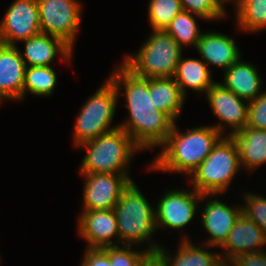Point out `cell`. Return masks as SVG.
<instances>
[{
	"label": "cell",
	"mask_w": 266,
	"mask_h": 266,
	"mask_svg": "<svg viewBox=\"0 0 266 266\" xmlns=\"http://www.w3.org/2000/svg\"><path fill=\"white\" fill-rule=\"evenodd\" d=\"M120 96L122 84L125 89L129 118L120 124L134 143L141 149L162 146L171 133L174 121L154 106L149 94V79L135 75L123 63L109 77Z\"/></svg>",
	"instance_id": "6da1fadb"
},
{
	"label": "cell",
	"mask_w": 266,
	"mask_h": 266,
	"mask_svg": "<svg viewBox=\"0 0 266 266\" xmlns=\"http://www.w3.org/2000/svg\"><path fill=\"white\" fill-rule=\"evenodd\" d=\"M223 125L202 126L180 133L174 123L171 133L162 144L163 150L150 167L168 172H183L190 176L223 137Z\"/></svg>",
	"instance_id": "7a4b0ae2"
},
{
	"label": "cell",
	"mask_w": 266,
	"mask_h": 266,
	"mask_svg": "<svg viewBox=\"0 0 266 266\" xmlns=\"http://www.w3.org/2000/svg\"><path fill=\"white\" fill-rule=\"evenodd\" d=\"M80 146L87 148L80 173L125 174L133 182L127 173L126 165L134 151L141 149L125 130L119 127Z\"/></svg>",
	"instance_id": "3957f363"
},
{
	"label": "cell",
	"mask_w": 266,
	"mask_h": 266,
	"mask_svg": "<svg viewBox=\"0 0 266 266\" xmlns=\"http://www.w3.org/2000/svg\"><path fill=\"white\" fill-rule=\"evenodd\" d=\"M241 167L238 147L231 135L218 141L211 153L190 174L193 188L202 195L225 192Z\"/></svg>",
	"instance_id": "277c9868"
},
{
	"label": "cell",
	"mask_w": 266,
	"mask_h": 266,
	"mask_svg": "<svg viewBox=\"0 0 266 266\" xmlns=\"http://www.w3.org/2000/svg\"><path fill=\"white\" fill-rule=\"evenodd\" d=\"M182 56V48L165 30L153 34L133 55H127L123 64L143 78L173 77Z\"/></svg>",
	"instance_id": "5b68a950"
},
{
	"label": "cell",
	"mask_w": 266,
	"mask_h": 266,
	"mask_svg": "<svg viewBox=\"0 0 266 266\" xmlns=\"http://www.w3.org/2000/svg\"><path fill=\"white\" fill-rule=\"evenodd\" d=\"M117 218L119 241L117 246L142 243L156 230L155 209L140 192L135 182H131L121 193L114 207ZM121 241V242H120Z\"/></svg>",
	"instance_id": "8992f818"
},
{
	"label": "cell",
	"mask_w": 266,
	"mask_h": 266,
	"mask_svg": "<svg viewBox=\"0 0 266 266\" xmlns=\"http://www.w3.org/2000/svg\"><path fill=\"white\" fill-rule=\"evenodd\" d=\"M117 98L119 96L115 85L108 78L107 82L83 104L74 126L75 146L80 147L81 144L120 127H110L116 112Z\"/></svg>",
	"instance_id": "52a82bcc"
},
{
	"label": "cell",
	"mask_w": 266,
	"mask_h": 266,
	"mask_svg": "<svg viewBox=\"0 0 266 266\" xmlns=\"http://www.w3.org/2000/svg\"><path fill=\"white\" fill-rule=\"evenodd\" d=\"M41 32L61 38L72 49L81 22V4L76 0H37Z\"/></svg>",
	"instance_id": "ba28073f"
},
{
	"label": "cell",
	"mask_w": 266,
	"mask_h": 266,
	"mask_svg": "<svg viewBox=\"0 0 266 266\" xmlns=\"http://www.w3.org/2000/svg\"><path fill=\"white\" fill-rule=\"evenodd\" d=\"M40 32L37 0H15L0 22V43L15 46L17 40L23 42Z\"/></svg>",
	"instance_id": "9c48e42d"
},
{
	"label": "cell",
	"mask_w": 266,
	"mask_h": 266,
	"mask_svg": "<svg viewBox=\"0 0 266 266\" xmlns=\"http://www.w3.org/2000/svg\"><path fill=\"white\" fill-rule=\"evenodd\" d=\"M85 180L84 211L114 209L121 193L132 182L125 174L80 173Z\"/></svg>",
	"instance_id": "30bf717a"
},
{
	"label": "cell",
	"mask_w": 266,
	"mask_h": 266,
	"mask_svg": "<svg viewBox=\"0 0 266 266\" xmlns=\"http://www.w3.org/2000/svg\"><path fill=\"white\" fill-rule=\"evenodd\" d=\"M190 190H169L160 199L155 211L156 227H169L181 229L194 218L198 208V202L211 195H202L195 189ZM199 199V201H198Z\"/></svg>",
	"instance_id": "8fae6325"
},
{
	"label": "cell",
	"mask_w": 266,
	"mask_h": 266,
	"mask_svg": "<svg viewBox=\"0 0 266 266\" xmlns=\"http://www.w3.org/2000/svg\"><path fill=\"white\" fill-rule=\"evenodd\" d=\"M78 232L89 244L87 248L117 246L112 237L118 236L114 209L83 211L78 221Z\"/></svg>",
	"instance_id": "7c38bea8"
},
{
	"label": "cell",
	"mask_w": 266,
	"mask_h": 266,
	"mask_svg": "<svg viewBox=\"0 0 266 266\" xmlns=\"http://www.w3.org/2000/svg\"><path fill=\"white\" fill-rule=\"evenodd\" d=\"M206 96L213 114L232 127L233 130L228 135L247 126L249 102L246 105L243 102L246 100L217 82L206 92Z\"/></svg>",
	"instance_id": "4fadbf2b"
},
{
	"label": "cell",
	"mask_w": 266,
	"mask_h": 266,
	"mask_svg": "<svg viewBox=\"0 0 266 266\" xmlns=\"http://www.w3.org/2000/svg\"><path fill=\"white\" fill-rule=\"evenodd\" d=\"M264 244L266 245L265 232L242 213L221 246L225 252V256L220 255L221 260L229 263L239 255L262 251L264 249L260 247Z\"/></svg>",
	"instance_id": "5bb4252c"
},
{
	"label": "cell",
	"mask_w": 266,
	"mask_h": 266,
	"mask_svg": "<svg viewBox=\"0 0 266 266\" xmlns=\"http://www.w3.org/2000/svg\"><path fill=\"white\" fill-rule=\"evenodd\" d=\"M201 213L202 225L211 235L206 244L210 246H222L228 234L242 214V207H230L218 199L208 200Z\"/></svg>",
	"instance_id": "9a60e30c"
},
{
	"label": "cell",
	"mask_w": 266,
	"mask_h": 266,
	"mask_svg": "<svg viewBox=\"0 0 266 266\" xmlns=\"http://www.w3.org/2000/svg\"><path fill=\"white\" fill-rule=\"evenodd\" d=\"M26 65L15 46L0 43V97L21 100Z\"/></svg>",
	"instance_id": "2e32d148"
},
{
	"label": "cell",
	"mask_w": 266,
	"mask_h": 266,
	"mask_svg": "<svg viewBox=\"0 0 266 266\" xmlns=\"http://www.w3.org/2000/svg\"><path fill=\"white\" fill-rule=\"evenodd\" d=\"M25 54L20 51L26 67L50 66L56 55L69 61L72 56V48L61 38L40 32L27 40H24Z\"/></svg>",
	"instance_id": "e0dca14e"
},
{
	"label": "cell",
	"mask_w": 266,
	"mask_h": 266,
	"mask_svg": "<svg viewBox=\"0 0 266 266\" xmlns=\"http://www.w3.org/2000/svg\"><path fill=\"white\" fill-rule=\"evenodd\" d=\"M196 49L207 65L221 67L225 71L241 59L235 41L221 33L207 32L202 34Z\"/></svg>",
	"instance_id": "ac0fdd59"
},
{
	"label": "cell",
	"mask_w": 266,
	"mask_h": 266,
	"mask_svg": "<svg viewBox=\"0 0 266 266\" xmlns=\"http://www.w3.org/2000/svg\"><path fill=\"white\" fill-rule=\"evenodd\" d=\"M224 72V84L221 85L246 102L256 99L262 93V79L252 64L239 59Z\"/></svg>",
	"instance_id": "d6986e66"
},
{
	"label": "cell",
	"mask_w": 266,
	"mask_h": 266,
	"mask_svg": "<svg viewBox=\"0 0 266 266\" xmlns=\"http://www.w3.org/2000/svg\"><path fill=\"white\" fill-rule=\"evenodd\" d=\"M181 240L177 253L173 258L160 245L152 243L148 245V248L151 253H157L167 266H221L223 264L219 253L200 249L187 238Z\"/></svg>",
	"instance_id": "ffe728a7"
},
{
	"label": "cell",
	"mask_w": 266,
	"mask_h": 266,
	"mask_svg": "<svg viewBox=\"0 0 266 266\" xmlns=\"http://www.w3.org/2000/svg\"><path fill=\"white\" fill-rule=\"evenodd\" d=\"M239 151L240 163L254 170L266 163V130L245 127L231 135Z\"/></svg>",
	"instance_id": "44dd1931"
},
{
	"label": "cell",
	"mask_w": 266,
	"mask_h": 266,
	"mask_svg": "<svg viewBox=\"0 0 266 266\" xmlns=\"http://www.w3.org/2000/svg\"><path fill=\"white\" fill-rule=\"evenodd\" d=\"M149 94H152L153 105L175 122L182 112L185 96L174 78H149Z\"/></svg>",
	"instance_id": "7402d4cb"
},
{
	"label": "cell",
	"mask_w": 266,
	"mask_h": 266,
	"mask_svg": "<svg viewBox=\"0 0 266 266\" xmlns=\"http://www.w3.org/2000/svg\"><path fill=\"white\" fill-rule=\"evenodd\" d=\"M209 66L198 59L181 56L173 76L181 92L186 97V88L205 93L216 83L212 80Z\"/></svg>",
	"instance_id": "603a6c76"
},
{
	"label": "cell",
	"mask_w": 266,
	"mask_h": 266,
	"mask_svg": "<svg viewBox=\"0 0 266 266\" xmlns=\"http://www.w3.org/2000/svg\"><path fill=\"white\" fill-rule=\"evenodd\" d=\"M57 83V75L51 66L26 67L22 99L24 94H35L38 96H50Z\"/></svg>",
	"instance_id": "cb8c5ba5"
},
{
	"label": "cell",
	"mask_w": 266,
	"mask_h": 266,
	"mask_svg": "<svg viewBox=\"0 0 266 266\" xmlns=\"http://www.w3.org/2000/svg\"><path fill=\"white\" fill-rule=\"evenodd\" d=\"M194 16V14L182 10L165 28V31L172 36L181 48L184 45H192L196 48L203 34L200 33Z\"/></svg>",
	"instance_id": "d4e9b609"
},
{
	"label": "cell",
	"mask_w": 266,
	"mask_h": 266,
	"mask_svg": "<svg viewBox=\"0 0 266 266\" xmlns=\"http://www.w3.org/2000/svg\"><path fill=\"white\" fill-rule=\"evenodd\" d=\"M236 9L240 29L257 32L266 28V0H241Z\"/></svg>",
	"instance_id": "484cf974"
},
{
	"label": "cell",
	"mask_w": 266,
	"mask_h": 266,
	"mask_svg": "<svg viewBox=\"0 0 266 266\" xmlns=\"http://www.w3.org/2000/svg\"><path fill=\"white\" fill-rule=\"evenodd\" d=\"M182 10L180 0H150L148 17L151 27L153 30H165Z\"/></svg>",
	"instance_id": "4316f807"
},
{
	"label": "cell",
	"mask_w": 266,
	"mask_h": 266,
	"mask_svg": "<svg viewBox=\"0 0 266 266\" xmlns=\"http://www.w3.org/2000/svg\"><path fill=\"white\" fill-rule=\"evenodd\" d=\"M127 247V248H126ZM108 254L111 266H141L144 260L151 254L149 249L134 251L132 245L111 246L103 248Z\"/></svg>",
	"instance_id": "83f0119b"
},
{
	"label": "cell",
	"mask_w": 266,
	"mask_h": 266,
	"mask_svg": "<svg viewBox=\"0 0 266 266\" xmlns=\"http://www.w3.org/2000/svg\"><path fill=\"white\" fill-rule=\"evenodd\" d=\"M182 9L196 14L201 19H221L225 16V6L220 0H180Z\"/></svg>",
	"instance_id": "f1b7e54d"
},
{
	"label": "cell",
	"mask_w": 266,
	"mask_h": 266,
	"mask_svg": "<svg viewBox=\"0 0 266 266\" xmlns=\"http://www.w3.org/2000/svg\"><path fill=\"white\" fill-rule=\"evenodd\" d=\"M246 206H242V213L255 222L266 234V198L252 194H245Z\"/></svg>",
	"instance_id": "f546056e"
},
{
	"label": "cell",
	"mask_w": 266,
	"mask_h": 266,
	"mask_svg": "<svg viewBox=\"0 0 266 266\" xmlns=\"http://www.w3.org/2000/svg\"><path fill=\"white\" fill-rule=\"evenodd\" d=\"M246 127L266 130V91L249 102Z\"/></svg>",
	"instance_id": "4dcf8cb0"
},
{
	"label": "cell",
	"mask_w": 266,
	"mask_h": 266,
	"mask_svg": "<svg viewBox=\"0 0 266 266\" xmlns=\"http://www.w3.org/2000/svg\"><path fill=\"white\" fill-rule=\"evenodd\" d=\"M81 266H111L109 254L103 248H87Z\"/></svg>",
	"instance_id": "1f68e13d"
},
{
	"label": "cell",
	"mask_w": 266,
	"mask_h": 266,
	"mask_svg": "<svg viewBox=\"0 0 266 266\" xmlns=\"http://www.w3.org/2000/svg\"><path fill=\"white\" fill-rule=\"evenodd\" d=\"M230 266H266V252L264 250L246 253L233 258Z\"/></svg>",
	"instance_id": "d6a6232c"
},
{
	"label": "cell",
	"mask_w": 266,
	"mask_h": 266,
	"mask_svg": "<svg viewBox=\"0 0 266 266\" xmlns=\"http://www.w3.org/2000/svg\"><path fill=\"white\" fill-rule=\"evenodd\" d=\"M141 266H167L157 253H151L141 264Z\"/></svg>",
	"instance_id": "836d02e7"
},
{
	"label": "cell",
	"mask_w": 266,
	"mask_h": 266,
	"mask_svg": "<svg viewBox=\"0 0 266 266\" xmlns=\"http://www.w3.org/2000/svg\"><path fill=\"white\" fill-rule=\"evenodd\" d=\"M222 5L224 6V3L227 1H231V0H220ZM234 1V2H233ZM241 0H232L233 3H236L235 5H237Z\"/></svg>",
	"instance_id": "e575fe53"
},
{
	"label": "cell",
	"mask_w": 266,
	"mask_h": 266,
	"mask_svg": "<svg viewBox=\"0 0 266 266\" xmlns=\"http://www.w3.org/2000/svg\"><path fill=\"white\" fill-rule=\"evenodd\" d=\"M221 266H230L228 263H223Z\"/></svg>",
	"instance_id": "d590c367"
}]
</instances>
